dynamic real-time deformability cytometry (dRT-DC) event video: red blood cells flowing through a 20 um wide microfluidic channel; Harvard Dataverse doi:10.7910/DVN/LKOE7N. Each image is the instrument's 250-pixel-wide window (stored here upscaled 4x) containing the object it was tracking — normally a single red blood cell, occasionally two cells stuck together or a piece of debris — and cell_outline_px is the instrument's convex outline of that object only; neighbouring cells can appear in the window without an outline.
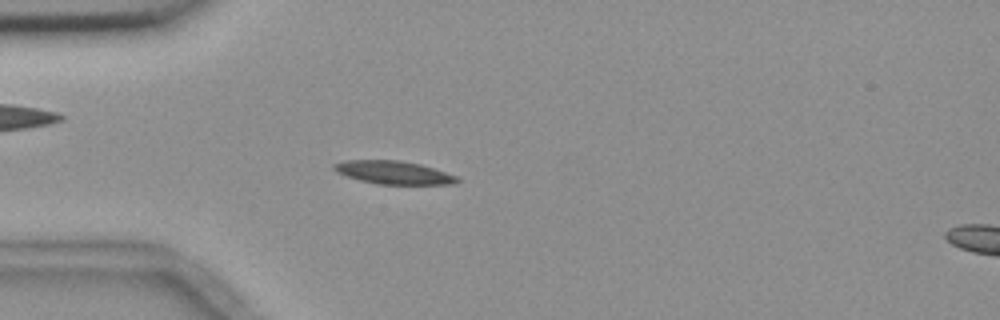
{"species": "common noctule bat (a hibernating species)", "species_latin": "Nyctalus noctula", "temperature_condition": "room temperature", "stored_images_in_passage": 6, "segment_of_instrument_passage": [1, 2], "camera_frame_rate_fps": 3000, "um_per_image_px": 0.085, "animal": {"sex": "female", "body_mass_g": 18.4}, "frame": {"image": 1, "passage_image": 5, "time_ms": 4.333, "image_size_px": [1000, 320], "cell_outline_px": [[460, 180], [456, 184], [376, 184], [360, 180], [336, 172], [332, 168], [332, 164], [344, 160], [400, 160], [420, 164], [456, 176]], "centroid_in_image_um": [33.42, 14.66], "position_along_channel_um": 51.6, "area_um2": 16.53}}